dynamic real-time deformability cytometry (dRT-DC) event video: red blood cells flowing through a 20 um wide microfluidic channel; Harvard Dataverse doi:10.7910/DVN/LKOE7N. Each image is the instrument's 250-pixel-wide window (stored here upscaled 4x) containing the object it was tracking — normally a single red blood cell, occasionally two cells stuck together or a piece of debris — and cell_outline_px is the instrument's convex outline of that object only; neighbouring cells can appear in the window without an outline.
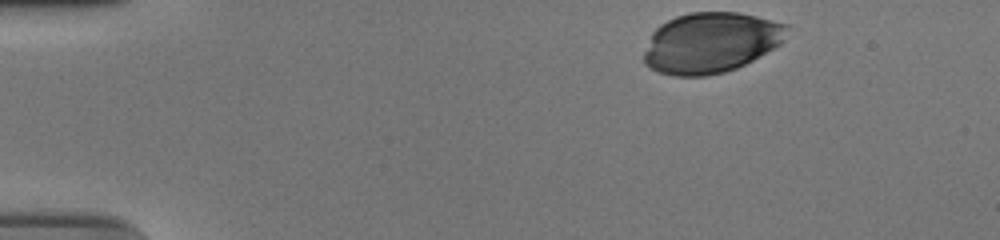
{"species": "human", "species_latin": "Homo sapiens", "temperature_condition": "cold", "stored_images_in_passage": 27, "camera_frame_rate_fps": 3000, "um_per_image_px": 0.085, "donor": {"sex": "male"}, "frame": {"image": 1, "passage_image": 1, "time_ms": 0.0, "image_size_px": [1000, 240], "cell_outline_px": [[788, 28], [780, 44], [752, 60], [736, 68], [724, 72], [704, 76], [672, 76], [660, 72], [644, 64], [644, 52], [652, 32], [660, 24], [676, 16], [688, 12], [740, 12], [788, 24]], "centroid_in_image_um": [60.39, 3.62], "position_along_channel_um": 24.6, "area_um2": 50.29}}
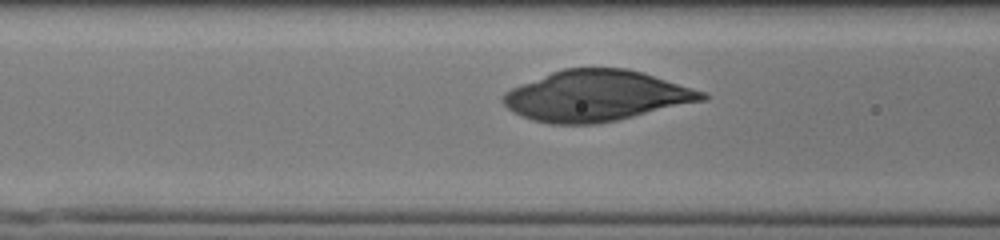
{"frame": {"image": 2, "passage_image": 16, "time_ms": 5.0, "image_size_px": [1000, 240], "cell_outline_px": [[708, 100], [616, 120], [596, 124], [548, 124], [532, 120], [520, 116], [512, 112], [500, 100], [504, 92], [520, 84], [552, 72], [564, 68], [628, 68], [708, 92]], "centroid_in_image_um": [50.69, 8.15], "position_along_channel_um": 115.9, "area_um2": 59.13}}
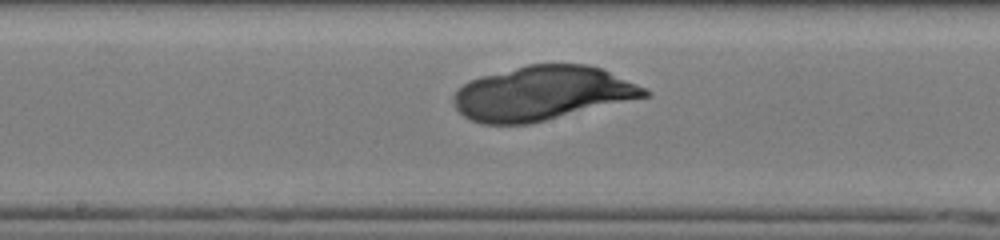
{"frame": {"image": 3, "passage_image": 23, "time_ms": 7.333, "image_size_px": [1000, 240], "cell_outline_px": [[652, 96], [528, 124], [480, 124], [464, 116], [456, 108], [452, 100], [452, 96], [468, 80], [480, 76], [528, 64], [588, 64], [600, 68], [636, 84], [652, 92]], "centroid_in_image_um": [46.09, 7.93], "position_along_channel_um": 202.1, "area_um2": 60.29}}